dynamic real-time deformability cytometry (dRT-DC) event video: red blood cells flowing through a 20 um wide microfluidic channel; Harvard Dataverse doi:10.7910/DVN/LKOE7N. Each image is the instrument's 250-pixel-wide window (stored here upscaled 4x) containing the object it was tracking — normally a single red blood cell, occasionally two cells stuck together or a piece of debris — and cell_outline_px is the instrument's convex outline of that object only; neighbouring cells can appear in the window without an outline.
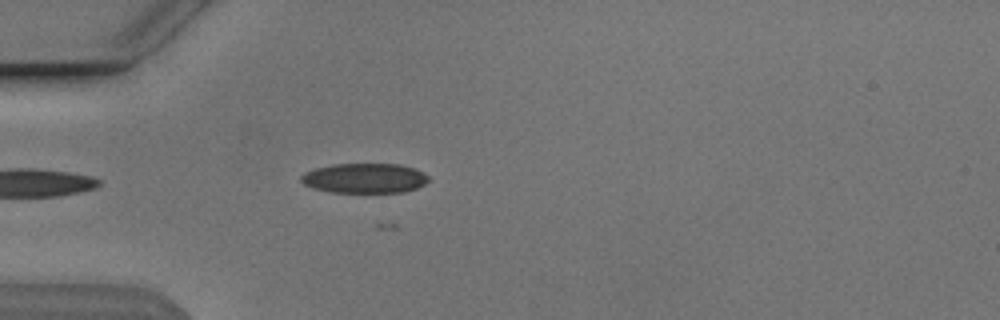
{"species": "Egyptian fruit bat (a non-hibernating species)", "species_latin": "Rousettus aegyptiacus", "temperature_condition": "cold", "stored_images_in_passage": 15, "camera_frame_rate_fps": 3000, "um_per_image_px": 0.085, "animal": {"sex": "male"}, "frame": {"image": 1, "passage_image": 11, "time_ms": 3.333, "image_size_px": [1000, 320], "cell_outline_px": [[432, 180], [416, 188], [404, 192], [328, 192], [304, 184], [300, 180], [300, 176], [304, 172], [316, 168], [332, 164], [400, 164], [424, 172]], "centroid_in_image_um": [31.01, 15.14], "position_along_channel_um": 54.0, "area_um2": 22.2}}
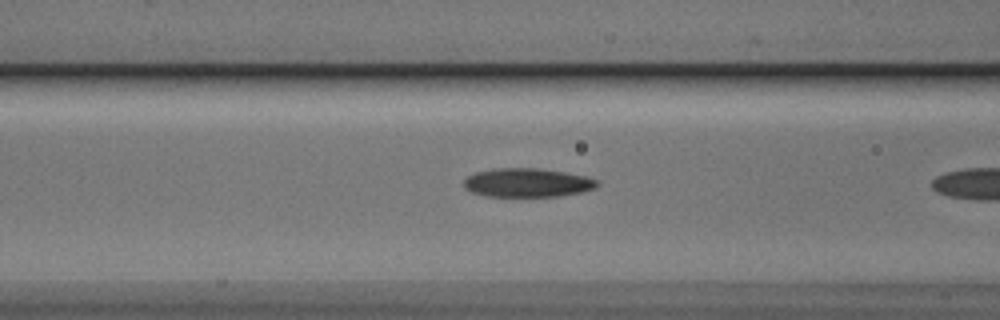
{"frame": {"image": 2, "passage_image": 14, "time_ms": 4.333, "image_size_px": [1000, 320], "cell_outline_px": [[600, 184], [596, 188], [580, 192], [560, 196], [488, 196], [472, 192], [464, 188], [464, 180], [468, 176], [476, 172], [492, 168], [540, 168], [564, 172], [584, 176], [596, 180]], "centroid_in_image_um": [44.81, 15.52], "position_along_channel_um": 121.8, "area_um2": 22.31}}